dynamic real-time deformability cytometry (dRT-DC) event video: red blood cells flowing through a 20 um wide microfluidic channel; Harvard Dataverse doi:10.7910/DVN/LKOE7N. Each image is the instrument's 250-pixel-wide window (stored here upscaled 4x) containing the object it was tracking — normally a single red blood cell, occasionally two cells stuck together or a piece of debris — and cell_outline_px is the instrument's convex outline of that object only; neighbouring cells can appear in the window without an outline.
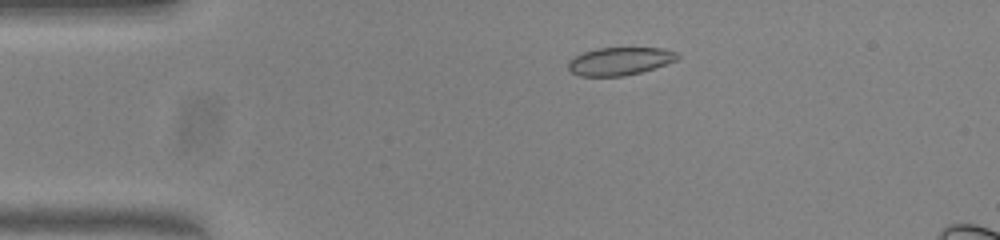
{"species": "common noctule bat (a hibernating species)", "species_latin": "Nyctalus noctula", "temperature_condition": "warm", "stored_images_in_passage": 53, "camera_frame_rate_fps": 3000, "um_per_image_px": 0.085, "animal": {"sex": "female", "body_mass_g": 23.0, "forearm_length_mm": 53.4}, "frame": {"image": 1, "passage_image": 10, "time_ms": 3.0, "image_size_px": [1000, 240], "cell_outline_px": [[680, 56], [676, 60], [640, 72], [624, 76], [580, 76], [572, 72], [568, 68], [568, 60], [584, 52], [596, 48], [660, 48], [676, 52]], "centroid_in_image_um": [52.64, 5.2], "position_along_channel_um": 32.4, "area_um2": 17.51}}
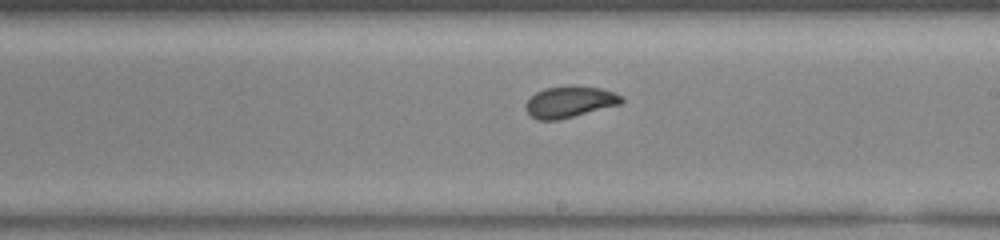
{"frame": {"image": 2, "passage_image": 30, "time_ms": 9.667, "image_size_px": [1000, 240], "cell_outline_px": [[624, 100], [620, 104], [556, 120], [536, 120], [524, 108], [524, 104], [536, 92], [544, 88], [572, 84], [600, 88], [624, 96]], "centroid_in_image_um": [48.4, 8.63], "position_along_channel_um": 240.6, "area_um2": 17.51}}
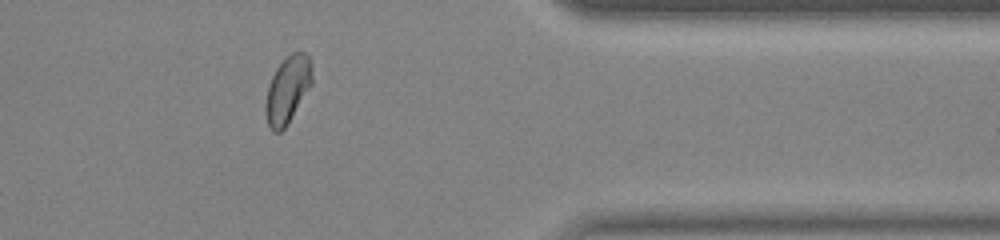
{"frame": {"image": 3, "passage_image": 43, "time_ms": 14.0, "image_size_px": [1000, 240], "cell_outline_px": [[312, 84], [284, 128], [280, 132], [272, 132], [268, 124], [264, 112], [264, 104], [268, 84], [276, 68], [292, 52], [304, 52], [308, 56], [312, 64]], "centroid_in_image_um": [24.42, 7.62], "position_along_channel_um": 387.0, "area_um2": 18.09}}